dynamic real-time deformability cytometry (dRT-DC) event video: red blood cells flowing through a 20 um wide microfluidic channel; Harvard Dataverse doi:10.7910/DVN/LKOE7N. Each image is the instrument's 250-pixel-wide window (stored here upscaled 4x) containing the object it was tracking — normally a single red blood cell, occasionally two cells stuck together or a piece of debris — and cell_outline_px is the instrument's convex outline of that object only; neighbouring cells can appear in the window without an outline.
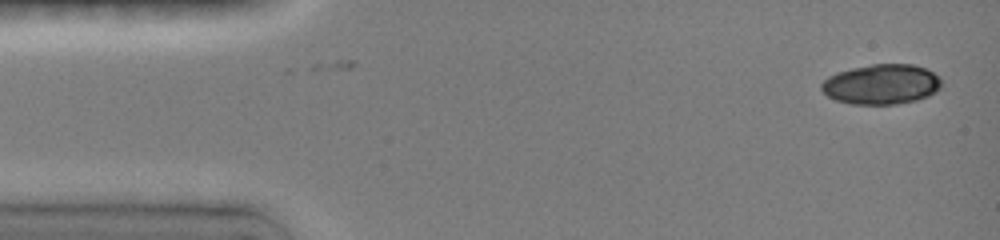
{"species": "common noctule bat (a hibernating species)", "species_latin": "Nyctalus noctula", "temperature_condition": "room temperature", "stored_images_in_passage": 4, "camera_frame_rate_fps": 3000, "um_per_image_px": 0.085, "animal": {"sex": "female", "body_mass_g": 19.0, "forearm_length_mm": 51.5}, "frame": {"image": 1, "passage_image": 1, "time_ms": 0.0, "image_size_px": [1000, 240], "cell_outline_px": [[940, 88], [936, 92], [928, 96], [916, 100], [896, 104], [852, 104], [836, 100], [828, 96], [820, 88], [820, 84], [828, 76], [836, 72], [852, 68], [872, 64], [912, 64], [924, 68], [940, 76]], "centroid_in_image_um": [74.91, 7.16], "position_along_channel_um": 10.1, "area_um2": 28.03}}